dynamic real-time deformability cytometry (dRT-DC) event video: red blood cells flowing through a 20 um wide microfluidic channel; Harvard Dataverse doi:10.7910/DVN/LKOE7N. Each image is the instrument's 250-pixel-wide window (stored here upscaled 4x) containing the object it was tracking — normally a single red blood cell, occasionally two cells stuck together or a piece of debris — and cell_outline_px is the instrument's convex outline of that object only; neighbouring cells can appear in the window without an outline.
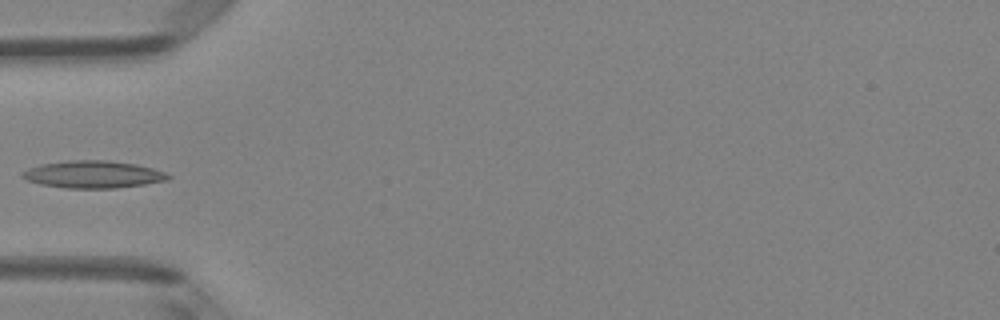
{"species": "Egyptian fruit bat (a non-hibernating species)", "species_latin": "Rousettus aegyptiacus", "temperature_condition": "room temperature", "stored_images_in_passage": 6, "camera_frame_rate_fps": 3000, "um_per_image_px": 0.085, "animal": {"sex": "female"}, "frame": {"image": 1, "passage_image": 5, "time_ms": 4.667, "image_size_px": [1000, 320], "cell_outline_px": [[172, 176], [168, 180], [144, 184], [116, 188], [64, 188], [40, 184], [24, 180], [20, 176], [20, 172], [28, 168], [40, 164], [68, 160], [108, 160], [136, 164], [152, 168], [164, 172]], "centroid_in_image_um": [7.86, 14.82], "position_along_channel_um": 77.1, "area_um2": 23.41}}
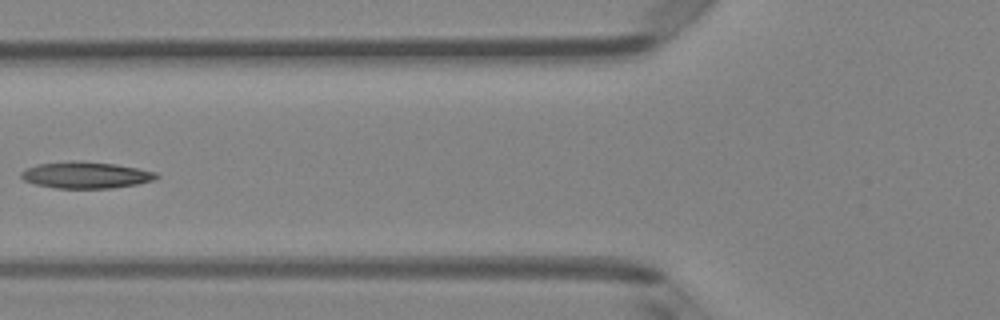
{"frame": {"image": 2, "passage_image": 6, "time_ms": 5.667, "image_size_px": [1000, 320], "cell_outline_px": [[160, 176], [152, 180], [140, 184], [112, 188], [56, 188], [36, 184], [24, 180], [20, 176], [20, 172], [24, 168], [36, 164], [116, 164], [156, 172]], "centroid_in_image_um": [7.32, 14.93], "position_along_channel_um": 118.5, "area_um2": 19.88}}